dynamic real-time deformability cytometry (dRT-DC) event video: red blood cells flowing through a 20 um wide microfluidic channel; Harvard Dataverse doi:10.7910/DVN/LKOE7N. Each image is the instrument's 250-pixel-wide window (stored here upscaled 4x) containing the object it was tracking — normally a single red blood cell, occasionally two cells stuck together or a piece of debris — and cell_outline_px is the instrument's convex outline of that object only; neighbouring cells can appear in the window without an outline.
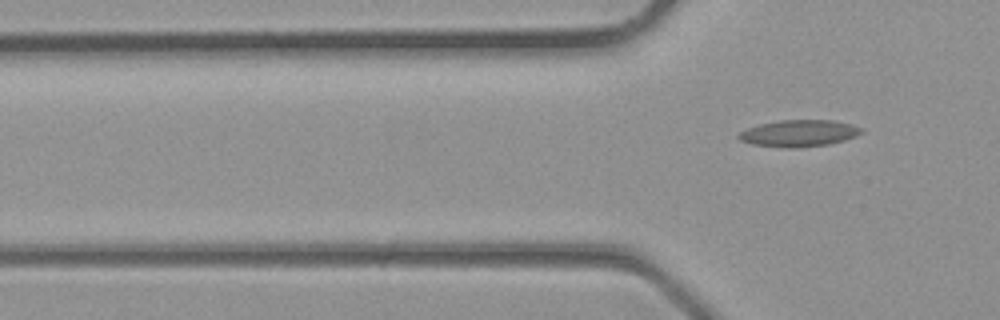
{"species": "common noctule bat (a hibernating species)", "species_latin": "Nyctalus noctula", "temperature_condition": "room temperature", "stored_images_in_passage": 5, "camera_frame_rate_fps": 3000, "um_per_image_px": 0.085, "animal": {"sex": "male", "body_mass_g": 23.1, "forearm_length_mm": 52.7}, "frame": {"image": 1, "passage_image": 5, "time_ms": 1.333, "image_size_px": [1000, 320], "cell_outline_px": [[864, 132], [856, 136], [844, 140], [828, 144], [800, 148], [784, 148], [752, 144], [740, 140], [736, 136], [740, 132], [748, 128], [760, 124], [780, 120], [832, 120], [852, 124], [864, 128]], "centroid_in_image_um": [67.94, 11.33], "position_along_channel_um": 57.9, "area_um2": 19.25}}